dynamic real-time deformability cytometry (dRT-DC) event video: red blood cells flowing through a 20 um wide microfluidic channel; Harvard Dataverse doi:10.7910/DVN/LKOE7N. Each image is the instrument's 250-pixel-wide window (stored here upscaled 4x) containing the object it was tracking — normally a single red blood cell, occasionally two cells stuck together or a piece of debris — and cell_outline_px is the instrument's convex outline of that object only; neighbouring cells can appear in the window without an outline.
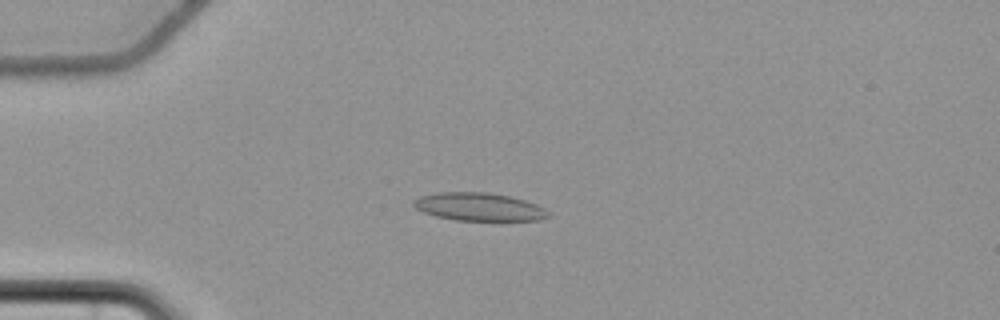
{"species": "common noctule bat (a hibernating species)", "species_latin": "Nyctalus noctula", "temperature_condition": "cold", "stored_images_in_passage": 55, "camera_frame_rate_fps": 3000, "um_per_image_px": 0.085, "animal": {"sex": "female", "body_mass_g": 22.7, "forearm_length_mm": 54.2}, "frame": {"image": 1, "passage_image": 17, "time_ms": 5.333, "image_size_px": [1000, 320], "cell_outline_px": [[552, 216], [540, 220], [456, 220], [436, 216], [424, 212], [416, 208], [412, 204], [412, 200], [420, 196], [436, 192], [488, 192], [512, 196], [536, 204], [552, 212]], "centroid_in_image_um": [40.75, 17.57], "position_along_channel_um": 44.3, "area_um2": 22.2}}
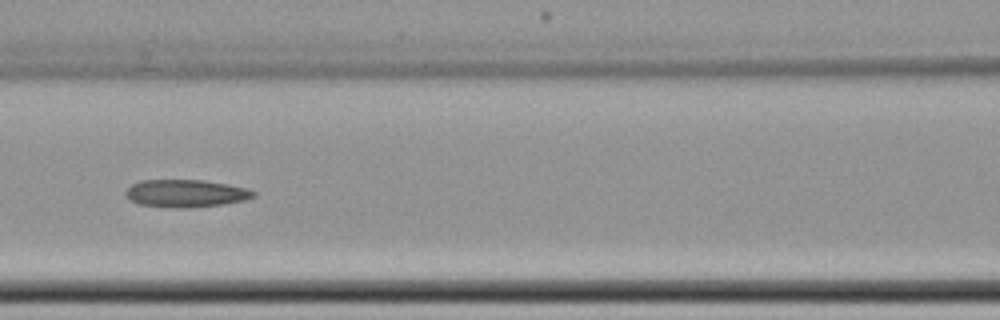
{"frame": {"image": 2, "passage_image": 28, "time_ms": 9.0, "image_size_px": [1000, 320], "cell_outline_px": [[256, 196], [244, 200], [224, 204], [176, 208], [140, 204], [128, 200], [124, 192], [132, 184], [140, 180], [204, 180], [228, 184], [244, 188], [256, 192]], "centroid_in_image_um": [15.77, 16.43], "position_along_channel_um": 150.8, "area_um2": 20.4}}
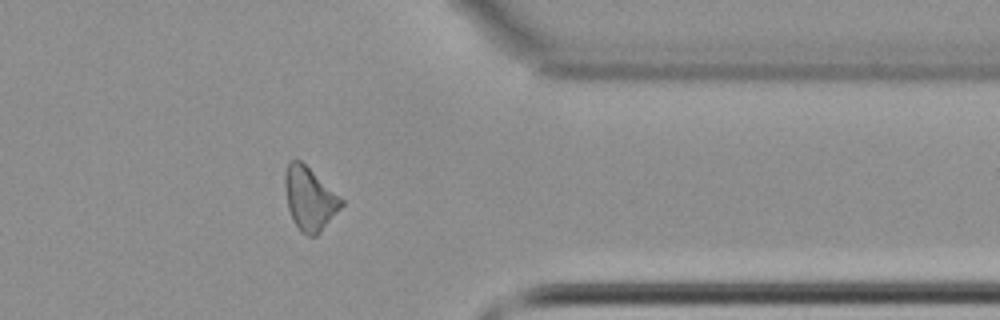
{"frame": {"image": 3, "passage_image": 48, "time_ms": 15.667, "image_size_px": [1000, 320], "cell_outline_px": [[344, 204], [320, 232], [316, 236], [308, 236], [300, 232], [292, 220], [288, 208], [284, 184], [284, 172], [288, 164], [292, 160], [300, 160], [344, 200]], "centroid_in_image_um": [26.3, 16.91], "position_along_channel_um": 385.1, "area_um2": 20.63}, "authors_computed_cell_mechanics": {"area_um2": 20.6346, "velocity_mm_per_s": 3.6791, "shape_relaxation_time_tau1_ms": null, "shape_relaxation_time_tau2_ms": 7.8065, "deformation_change_tau1": null, "deformation_change_tau2": 0.1779}}